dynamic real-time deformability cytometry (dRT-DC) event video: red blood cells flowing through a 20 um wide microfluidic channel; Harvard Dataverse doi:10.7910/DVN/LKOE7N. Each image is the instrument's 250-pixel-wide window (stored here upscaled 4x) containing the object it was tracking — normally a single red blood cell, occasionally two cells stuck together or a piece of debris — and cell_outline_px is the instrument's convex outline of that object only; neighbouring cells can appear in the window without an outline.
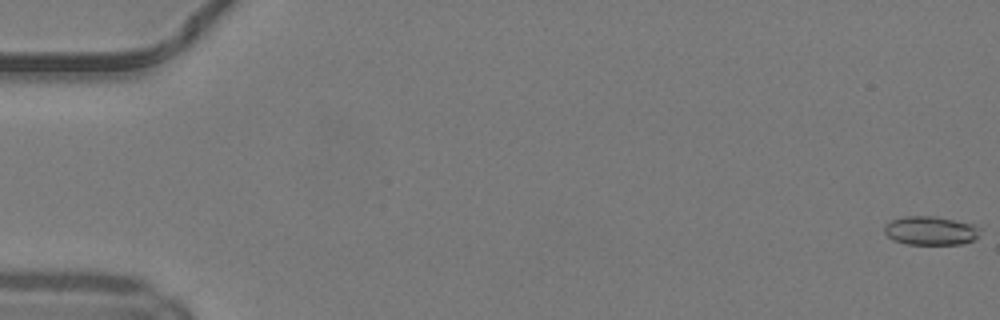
{"species": "common noctule bat (a hibernating species)", "species_latin": "Nyctalus noctula", "temperature_condition": "warm", "stored_images_in_passage": 16, "camera_frame_rate_fps": 3000, "um_per_image_px": 0.085, "animal": {"sex": "male", "body_mass_g": 19.2, "forearm_length_mm": 51.8}, "frame": {"image": 1, "passage_image": 1, "time_ms": 0.0, "image_size_px": [1000, 320], "cell_outline_px": [[980, 236], [964, 244], [908, 244], [892, 240], [884, 232], [884, 224], [892, 220], [904, 216], [936, 216], [956, 220], [972, 224], [980, 228]], "centroid_in_image_um": [79.1, 19.6], "position_along_channel_um": 5.9, "area_um2": 16.18}}